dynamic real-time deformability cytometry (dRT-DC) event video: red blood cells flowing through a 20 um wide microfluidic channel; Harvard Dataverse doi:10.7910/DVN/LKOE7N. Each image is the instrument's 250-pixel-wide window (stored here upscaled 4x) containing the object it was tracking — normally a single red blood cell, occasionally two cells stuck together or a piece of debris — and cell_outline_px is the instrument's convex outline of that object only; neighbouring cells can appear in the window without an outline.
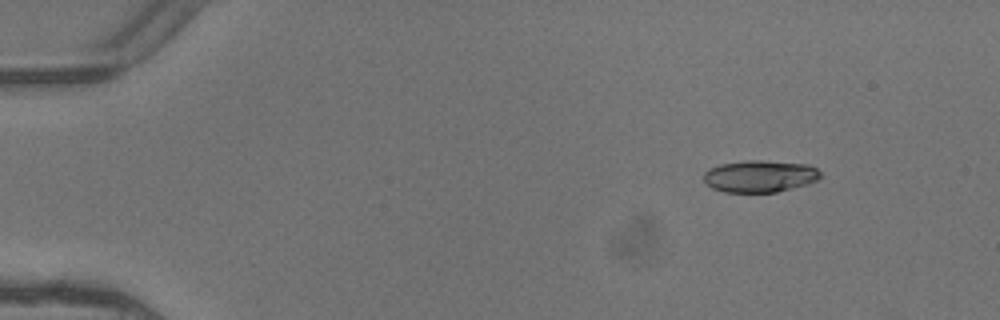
{"species": "common noctule bat (a hibernating species)", "species_latin": "Nyctalus noctula", "temperature_condition": "warm", "stored_images_in_passage": 3, "camera_frame_rate_fps": 3000, "um_per_image_px": 0.085, "animal": {"sex": "female"}, "frame": {"image": 1, "passage_image": 2, "time_ms": 0.333, "image_size_px": [1000, 320], "cell_outline_px": [[820, 176], [816, 180], [808, 184], [776, 192], [724, 192], [712, 188], [704, 184], [704, 172], [708, 168], [720, 164], [744, 160], [760, 160], [808, 164], [816, 168], [820, 172]], "centroid_in_image_um": [64.54, 14.97], "position_along_channel_um": 20.5, "area_um2": 21.91}}